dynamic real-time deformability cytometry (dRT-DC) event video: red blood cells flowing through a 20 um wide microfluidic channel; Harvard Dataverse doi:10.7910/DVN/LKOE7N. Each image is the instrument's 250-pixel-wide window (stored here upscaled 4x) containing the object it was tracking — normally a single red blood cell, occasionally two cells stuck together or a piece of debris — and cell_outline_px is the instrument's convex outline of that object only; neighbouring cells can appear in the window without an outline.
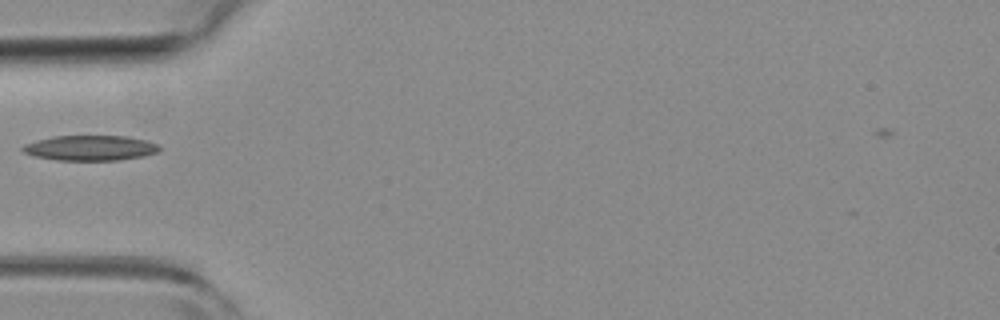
{"species": "common noctule bat (a hibernating species)", "species_latin": "Nyctalus noctula", "temperature_condition": "room temperature", "stored_images_in_passage": 2, "camera_frame_rate_fps": 3000, "um_per_image_px": 0.085, "animal": {"sex": "female", "body_mass_g": 19.3, "forearm_length_mm": 54.1}, "frame": {"image": 1, "passage_image": 2, "time_ms": 0.333, "image_size_px": [1000, 320], "cell_outline_px": [[160, 152], [144, 156], [120, 160], [56, 160], [36, 156], [24, 152], [20, 148], [24, 144], [36, 140], [52, 136], [128, 136], [148, 140], [160, 144]], "centroid_in_image_um": [7.73, 12.57], "position_along_channel_um": 77.3, "area_um2": 20.29}}